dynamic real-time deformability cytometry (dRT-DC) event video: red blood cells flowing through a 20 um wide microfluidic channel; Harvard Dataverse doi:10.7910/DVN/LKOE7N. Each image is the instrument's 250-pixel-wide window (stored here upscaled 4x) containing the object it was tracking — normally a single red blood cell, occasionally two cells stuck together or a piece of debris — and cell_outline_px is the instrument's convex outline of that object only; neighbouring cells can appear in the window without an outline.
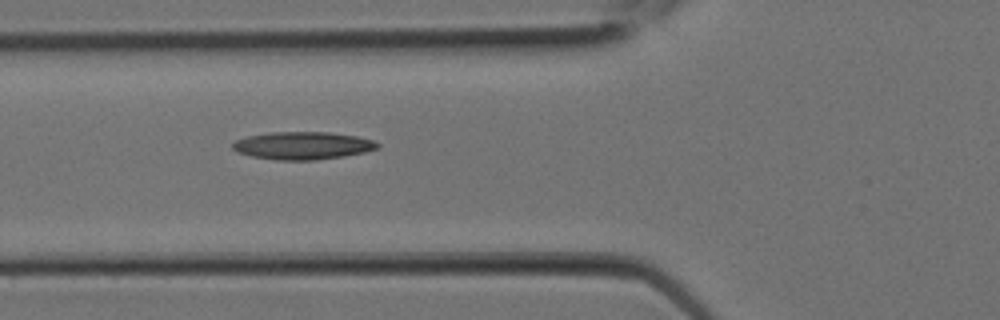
{"species": "Egyptian fruit bat (a non-hibernating species)", "species_latin": "Rousettus aegyptiacus", "temperature_condition": "room temperature", "stored_images_in_passage": 2, "camera_frame_rate_fps": 3000, "um_per_image_px": 0.085, "animal": {"sex": "female"}, "frame": {"image": 1, "passage_image": 2, "time_ms": 0.333, "image_size_px": [1000, 320], "cell_outline_px": [[380, 144], [376, 148], [364, 152], [344, 156], [316, 160], [276, 160], [252, 156], [236, 152], [232, 148], [232, 144], [236, 140], [248, 136], [272, 132], [328, 132], [356, 136], [372, 140]], "centroid_in_image_um": [25.7, 12.38], "position_along_channel_um": 100.1, "area_um2": 23.24}}